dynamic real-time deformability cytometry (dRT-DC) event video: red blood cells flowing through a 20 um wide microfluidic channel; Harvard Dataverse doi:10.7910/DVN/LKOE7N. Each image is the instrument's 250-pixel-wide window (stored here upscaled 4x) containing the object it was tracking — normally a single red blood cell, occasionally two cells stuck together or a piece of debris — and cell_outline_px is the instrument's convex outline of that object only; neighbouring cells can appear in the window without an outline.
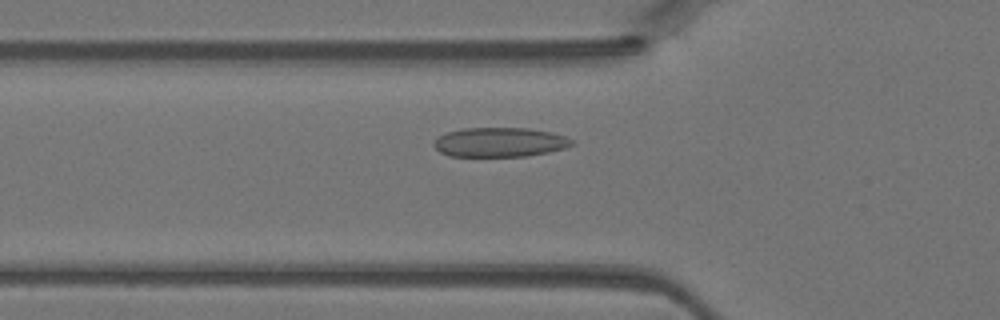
{"species": "Egyptian fruit bat (a non-hibernating species)", "species_latin": "Rousettus aegyptiacus", "temperature_condition": "warm", "stored_images_in_passage": 43, "camera_frame_rate_fps": 3000, "um_per_image_px": 0.085, "animal": {"sex": "female"}, "frame": {"image": 1, "passage_image": 13, "time_ms": 4.0, "image_size_px": [1000, 320], "cell_outline_px": [[576, 144], [564, 148], [548, 152], [528, 156], [448, 156], [440, 152], [432, 144], [432, 140], [436, 136], [448, 132], [464, 128], [528, 128], [552, 132], [564, 136], [572, 140]], "centroid_in_image_um": [42.45, 12.09], "position_along_channel_um": 83.4, "area_um2": 23.81}}
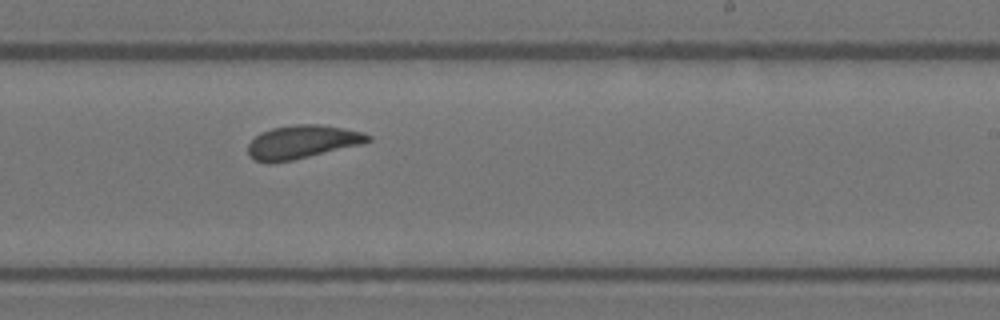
{"frame": {"image": 2, "passage_image": 25, "time_ms": 8.0, "image_size_px": [1000, 320], "cell_outline_px": [[372, 140], [364, 144], [292, 160], [256, 160], [248, 156], [248, 144], [260, 132], [272, 128], [296, 124], [320, 124], [344, 128], [364, 132], [372, 136]], "centroid_in_image_um": [25.77, 12.03], "position_along_channel_um": 263.2, "area_um2": 23.06}}
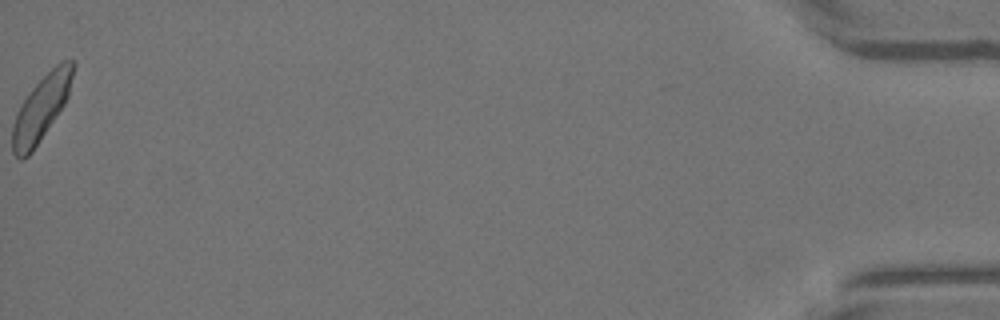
{"frame": {"image": 3, "passage_image": 43, "time_ms": 14.0, "image_size_px": [1000, 320], "cell_outline_px": [[76, 64], [68, 96], [64, 104], [32, 152], [24, 160], [20, 160], [12, 152], [12, 124], [16, 112], [28, 92], [56, 64], [64, 60], [72, 60]], "centroid_in_image_um": [3.49, 9.2], "position_along_channel_um": 431.7, "area_um2": 22.89}}